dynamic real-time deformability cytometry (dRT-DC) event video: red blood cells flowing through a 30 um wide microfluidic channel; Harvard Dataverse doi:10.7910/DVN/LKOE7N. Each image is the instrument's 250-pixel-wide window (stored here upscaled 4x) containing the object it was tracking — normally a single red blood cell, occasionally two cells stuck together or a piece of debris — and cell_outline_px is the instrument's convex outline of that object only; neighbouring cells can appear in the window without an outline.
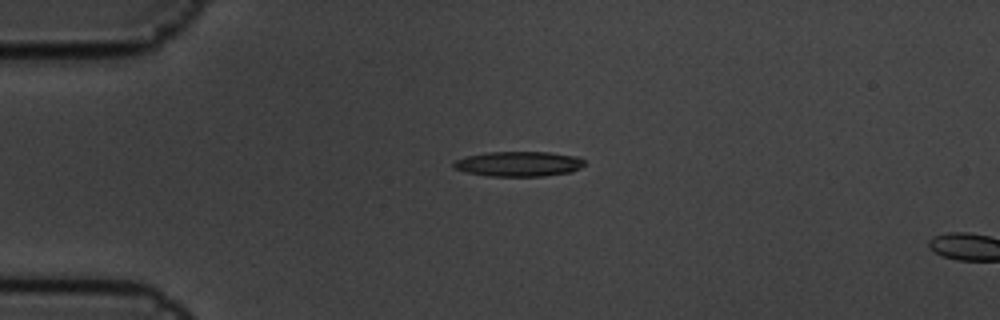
{"species": "common noctule bat (a hibernating species)", "species_latin": "Nyctalus noctula", "temperature_condition": "cold", "stored_images_in_passage": 5, "camera_frame_rate_fps": 3000, "um_per_image_px": 0.085, "animal": {"sex": "male", "body_mass_g": 19.5, "forearm_length_mm": 54.6}, "frame": {"image": 1, "passage_image": 4, "time_ms": 1.0, "image_size_px": [1000, 320], "cell_outline_px": [[584, 164], [580, 168], [572, 172], [544, 176], [488, 176], [468, 172], [452, 168], [452, 164], [456, 160], [468, 156], [488, 152], [548, 152], [576, 156], [584, 160]], "centroid_in_image_um": [44.1, 13.93], "position_along_channel_um": 40.9, "area_um2": 19.02}}